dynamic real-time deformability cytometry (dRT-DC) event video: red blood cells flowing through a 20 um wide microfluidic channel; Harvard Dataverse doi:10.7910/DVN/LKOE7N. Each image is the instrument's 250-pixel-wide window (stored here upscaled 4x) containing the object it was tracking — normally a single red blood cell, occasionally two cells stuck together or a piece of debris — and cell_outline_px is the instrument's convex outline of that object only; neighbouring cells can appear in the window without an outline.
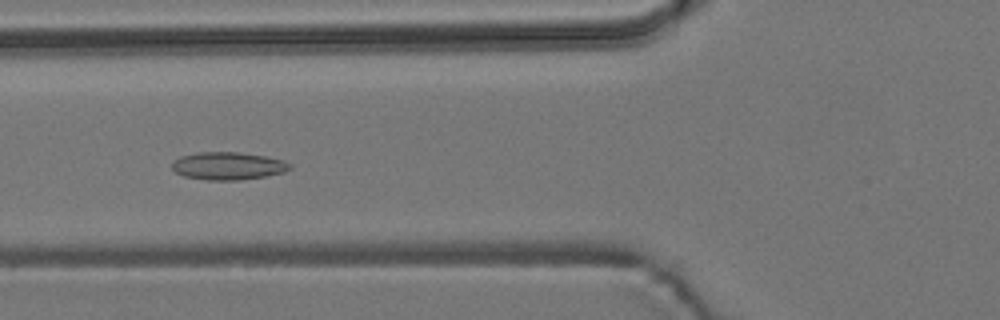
{"species": "common noctule bat (a hibernating species)", "species_latin": "Nyctalus noctula", "temperature_condition": "room temperature", "stored_images_in_passage": 55, "camera_frame_rate_fps": 3000, "um_per_image_px": 0.085, "animal": {"sex": "male", "body_mass_g": 19.2, "forearm_length_mm": 51.8}, "frame": {"image": 1, "passage_image": 21, "time_ms": 6.667, "image_size_px": [1000, 320], "cell_outline_px": [[292, 168], [284, 172], [264, 176], [240, 180], [208, 180], [184, 176], [176, 172], [172, 168], [172, 160], [180, 156], [196, 152], [240, 152], [264, 156], [284, 160], [292, 164]], "centroid_in_image_um": [19.38, 14.09], "position_along_channel_um": 106.4, "area_um2": 19.13}}
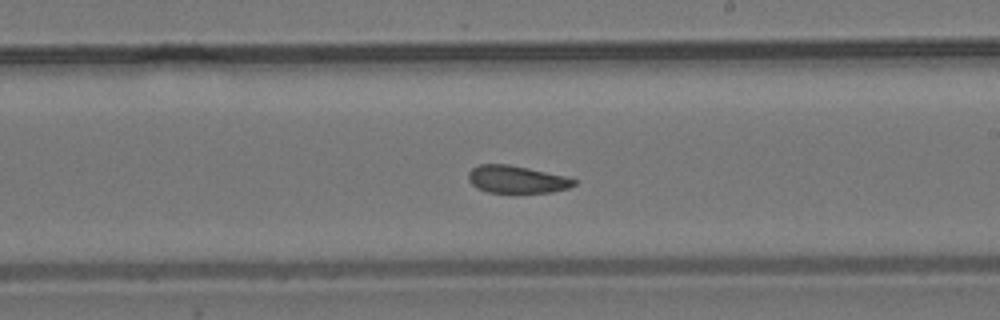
{"frame": {"image": 2, "passage_image": 32, "time_ms": 10.333, "image_size_px": [1000, 320], "cell_outline_px": [[576, 184], [568, 188], [552, 192], [488, 192], [476, 188], [468, 180], [468, 172], [472, 168], [480, 164], [508, 164], [528, 168], [564, 176], [576, 180]], "centroid_in_image_um": [43.88, 15.24], "position_along_channel_um": 245.1, "area_um2": 16.76}}
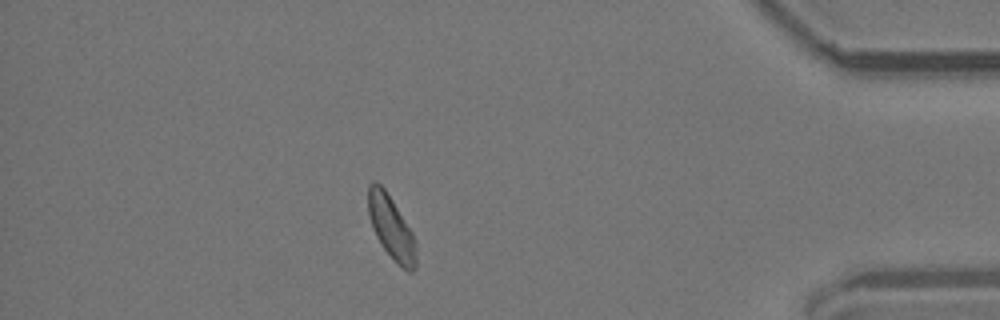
{"frame": {"image": 3, "passage_image": 48, "time_ms": 15.667, "image_size_px": [1000, 320], "cell_outline_px": [[416, 268], [412, 272], [408, 272], [384, 248], [376, 236], [372, 228], [368, 212], [368, 184], [372, 180], [376, 180], [384, 188], [392, 200], [412, 232], [416, 240]], "centroid_in_image_um": [33.25, 19.3], "position_along_channel_um": 402.0, "area_um2": 17.46}, "authors_computed_cell_mechanics": {"area_um2": 18.0336, "velocity_mm_per_s": 3.7851, "shape_relaxation_time_tau1_ms": 10.9449, "shape_relaxation_time_tau2_ms": 4.5782, "deformation_change_tau1": 0.1533, "deformation_change_tau2": 0.1067}}